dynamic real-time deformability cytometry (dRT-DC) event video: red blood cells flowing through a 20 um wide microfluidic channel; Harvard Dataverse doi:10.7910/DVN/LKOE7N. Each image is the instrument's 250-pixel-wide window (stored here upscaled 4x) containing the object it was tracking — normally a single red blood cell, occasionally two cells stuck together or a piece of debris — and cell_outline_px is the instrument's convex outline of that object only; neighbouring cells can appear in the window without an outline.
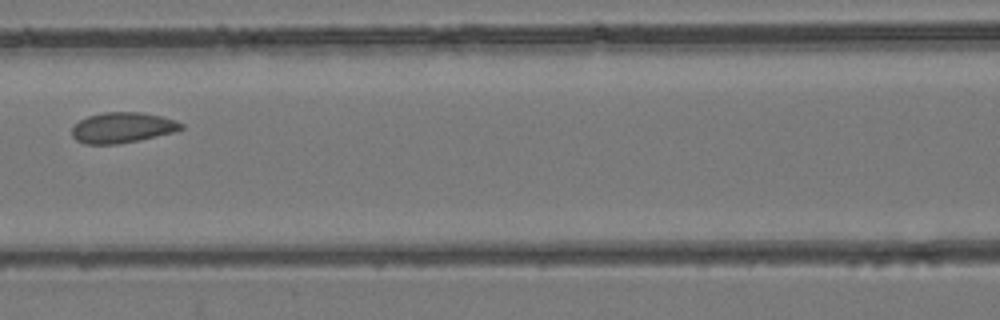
{"species": "common noctule bat (a hibernating species)", "species_latin": "Nyctalus noctula", "temperature_condition": "room temperature", "stored_images_in_passage": 4, "camera_frame_rate_fps": 3000, "um_per_image_px": 0.085, "animal": {"sex": "female", "body_mass_g": 24.6, "forearm_length_mm": 56.2}, "frame": {"image": 1, "passage_image": 4, "time_ms": 3.333, "image_size_px": [1000, 320], "cell_outline_px": [[184, 128], [176, 132], [140, 140], [116, 144], [84, 144], [76, 140], [72, 136], [72, 128], [80, 120], [88, 116], [104, 112], [140, 112], [160, 116], [176, 120], [184, 124]], "centroid_in_image_um": [10.43, 10.85], "position_along_channel_um": 156.2, "area_um2": 19.54}}